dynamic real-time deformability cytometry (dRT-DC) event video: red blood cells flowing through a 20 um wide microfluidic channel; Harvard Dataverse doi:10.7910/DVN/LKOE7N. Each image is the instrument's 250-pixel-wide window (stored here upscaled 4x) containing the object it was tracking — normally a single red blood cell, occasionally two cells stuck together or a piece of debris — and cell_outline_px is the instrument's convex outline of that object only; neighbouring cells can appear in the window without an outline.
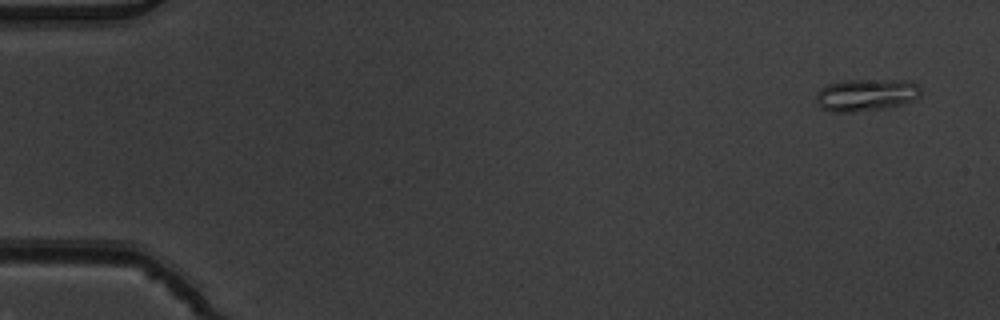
{"species": "common noctule bat (a hibernating species)", "species_latin": "Nyctalus noctula", "temperature_condition": "warm", "stored_images_in_passage": 6, "camera_frame_rate_fps": 3000, "um_per_image_px": 0.085, "animal": {"sex": "male", "body_mass_g": 19.5, "forearm_length_mm": 54.6}, "frame": {"image": 1, "passage_image": 1, "time_ms": 0.0, "image_size_px": [1000, 320], "cell_outline_px": [[920, 96], [916, 100], [904, 104], [888, 108], [852, 112], [832, 112], [820, 108], [816, 100], [816, 92], [820, 88], [828, 84], [840, 80], [912, 80], [920, 88]], "centroid_in_image_um": [73.62, 8.07], "position_along_channel_um": 11.4, "area_um2": 20.11}}
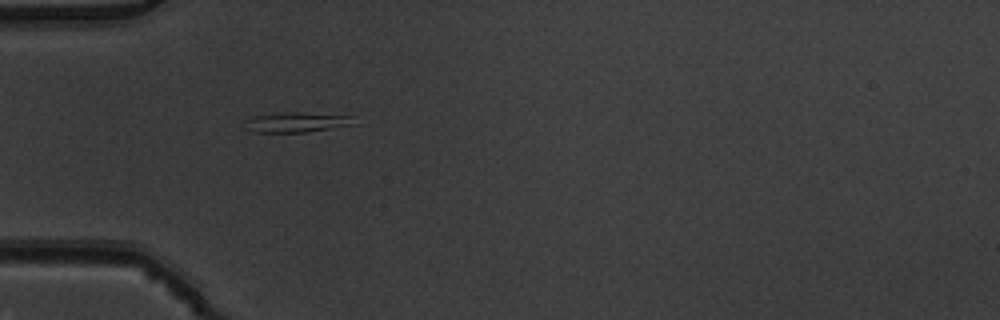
{"frame": {"image": 2, "passage_image": 5, "time_ms": 1.333, "image_size_px": [1000, 320], "cell_outline_px": [[356, 124], [308, 132], [256, 132], [244, 128], [244, 120], [252, 116], [284, 112], [304, 112], [352, 116]], "centroid_in_image_um": [25.18, 10.38], "position_along_channel_um": 59.8, "area_um2": 12.89}}
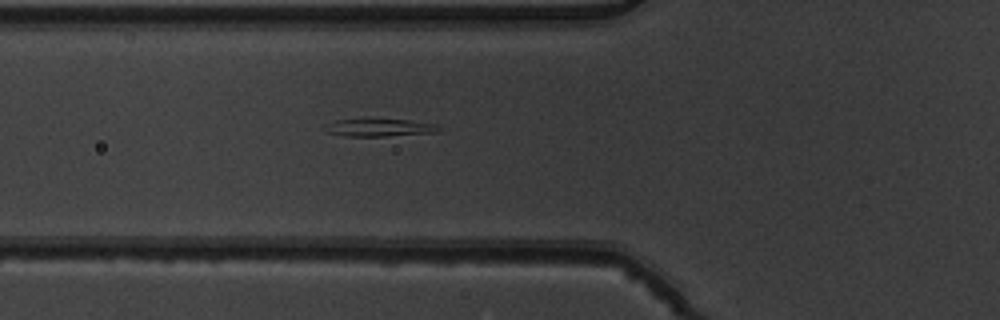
{"frame": {"image": 3, "passage_image": 6, "time_ms": 1.667, "image_size_px": [1000, 320], "cell_outline_px": [[444, 128], [436, 132], [384, 136], [344, 136], [328, 132], [324, 128], [336, 120], [408, 120], [436, 124]], "centroid_in_image_um": [32.33, 10.86], "position_along_channel_um": 93.5, "area_um2": 11.27}}